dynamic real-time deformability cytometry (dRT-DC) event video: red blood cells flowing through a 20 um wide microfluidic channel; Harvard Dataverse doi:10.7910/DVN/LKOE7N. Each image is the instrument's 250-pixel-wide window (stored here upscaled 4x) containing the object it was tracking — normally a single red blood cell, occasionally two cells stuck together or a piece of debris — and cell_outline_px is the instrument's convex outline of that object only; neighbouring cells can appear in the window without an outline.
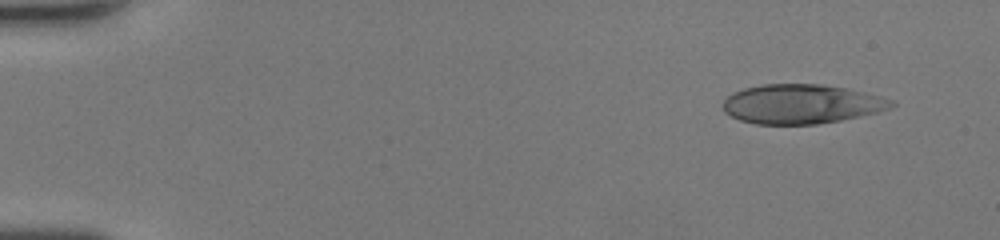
{"species": "human", "species_latin": "Homo sapiens", "temperature_condition": "room temperature", "stored_images_in_passage": 45, "camera_frame_rate_fps": 3000, "um_per_image_px": 0.085, "donor": {"sex": "female"}, "frame": {"image": 1, "passage_image": 1, "time_ms": 0.0, "image_size_px": [1000, 240], "cell_outline_px": [[896, 104], [888, 108], [876, 112], [840, 120], [816, 124], [756, 124], [740, 120], [724, 112], [720, 104], [732, 92], [744, 88], [764, 84], [820, 84], [844, 88], [864, 92], [896, 100]], "centroid_in_image_um": [68.08, 8.84], "position_along_channel_um": 16.9, "area_um2": 38.55}}
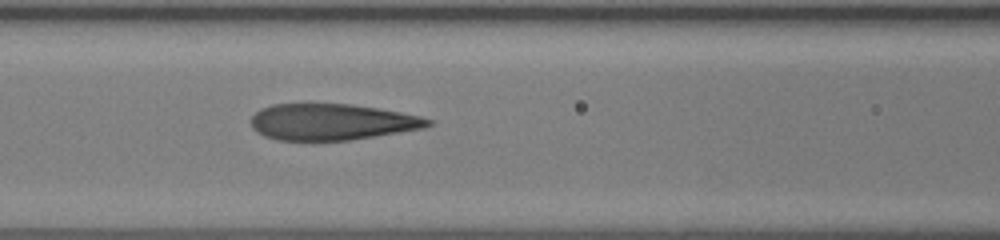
{"frame": {"image": 2, "passage_image": 19, "time_ms": 6.0, "image_size_px": [1000, 240], "cell_outline_px": [[436, 124], [424, 128], [348, 140], [276, 140], [264, 136], [256, 132], [252, 128], [252, 116], [260, 108], [272, 104], [348, 104], [376, 108], [400, 112], [420, 116], [432, 120]], "centroid_in_image_um": [28.19, 10.36], "position_along_channel_um": 138.4, "area_um2": 37.28}}
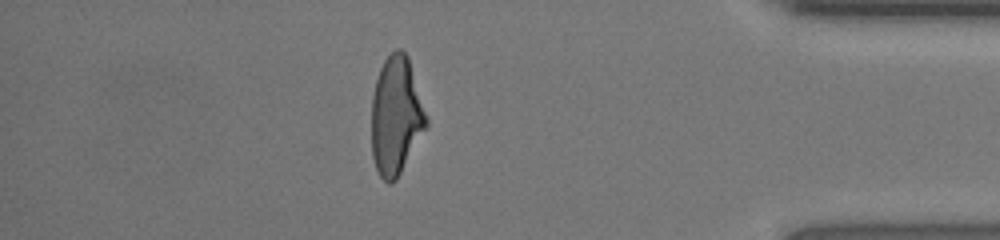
{"frame": {"image": 3, "passage_image": 39, "time_ms": 12.667, "image_size_px": [1000, 240], "cell_outline_px": [[428, 124], [396, 180], [392, 184], [388, 184], [380, 176], [376, 168], [372, 156], [372, 96], [376, 80], [380, 68], [384, 60], [396, 48], [400, 48], [408, 56], [428, 116]], "centroid_in_image_um": [33.67, 9.83], "position_along_channel_um": 401.5, "area_um2": 37.74}, "authors_computed_cell_mechanics": {"area_um2": 38.9572, "velocity_mm_per_s": 4.4265, "shape_relaxation_time_tau1_ms": 5.5384, "shape_relaxation_time_tau2_ms": 0.9734, "deformation_change_tau1": 0.2422, "deformation_change_tau2": 0.0979}}